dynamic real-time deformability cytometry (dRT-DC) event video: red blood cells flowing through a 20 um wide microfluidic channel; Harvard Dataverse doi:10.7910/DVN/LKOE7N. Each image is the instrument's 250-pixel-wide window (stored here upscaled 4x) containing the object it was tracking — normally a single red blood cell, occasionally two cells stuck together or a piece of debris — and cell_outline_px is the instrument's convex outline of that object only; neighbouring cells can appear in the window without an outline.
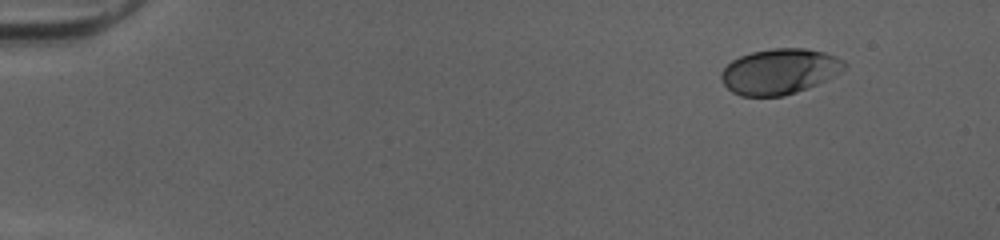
{"species": "human", "species_latin": "Homo sapiens", "temperature_condition": "cold", "stored_images_in_passage": 47, "camera_frame_rate_fps": 3000, "um_per_image_px": 0.085, "donor": {"sex": "female"}, "frame": {"image": 1, "passage_image": 1, "time_ms": 0.0, "image_size_px": [1000, 240], "cell_outline_px": [[848, 64], [844, 68], [832, 76], [816, 84], [796, 92], [784, 96], [740, 96], [732, 92], [724, 84], [720, 76], [720, 72], [732, 60], [740, 56], [752, 52], [772, 48], [804, 48], [824, 52], [836, 56], [844, 60]], "centroid_in_image_um": [66.23, 6.06], "position_along_channel_um": 18.8, "area_um2": 32.48}}
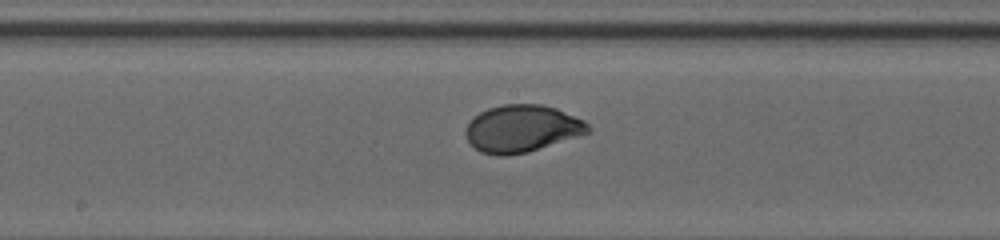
{"frame": {"image": 2, "passage_image": 24, "time_ms": 7.667, "image_size_px": [1000, 240], "cell_outline_px": [[592, 132], [528, 152], [504, 156], [496, 156], [480, 152], [468, 140], [464, 132], [468, 124], [480, 112], [488, 108], [504, 104], [540, 104], [556, 108], [584, 120], [592, 128]], "centroid_in_image_um": [44.39, 10.94], "position_along_channel_um": 203.8, "area_um2": 33.7}}
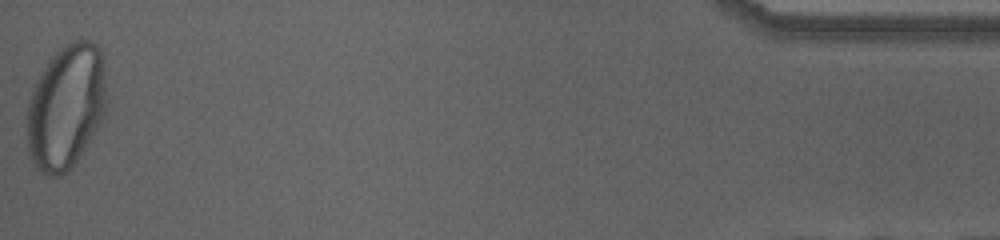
{"frame": {"image": 3, "passage_image": 47, "time_ms": 15.333, "image_size_px": [1000, 240], "cell_outline_px": [[104, 124], [72, 168], [68, 172], [60, 176], [48, 176], [40, 172], [36, 168], [28, 152], [24, 116], [28, 100], [48, 60], [60, 48], [72, 40], [92, 40], [100, 48], [104, 60]], "centroid_in_image_um": [5.6, 9.14], "position_along_channel_um": 429.6, "area_um2": 59.01}, "authors_computed_cell_mechanics": {"area_um2": 33.524, "velocity_mm_per_s": 4.0389, "shape_relaxation_time_tau1_ms": 3.268, "shape_relaxation_time_tau2_ms": null, "deformation_change_tau1": 0.1745, "deformation_change_tau2": null}}